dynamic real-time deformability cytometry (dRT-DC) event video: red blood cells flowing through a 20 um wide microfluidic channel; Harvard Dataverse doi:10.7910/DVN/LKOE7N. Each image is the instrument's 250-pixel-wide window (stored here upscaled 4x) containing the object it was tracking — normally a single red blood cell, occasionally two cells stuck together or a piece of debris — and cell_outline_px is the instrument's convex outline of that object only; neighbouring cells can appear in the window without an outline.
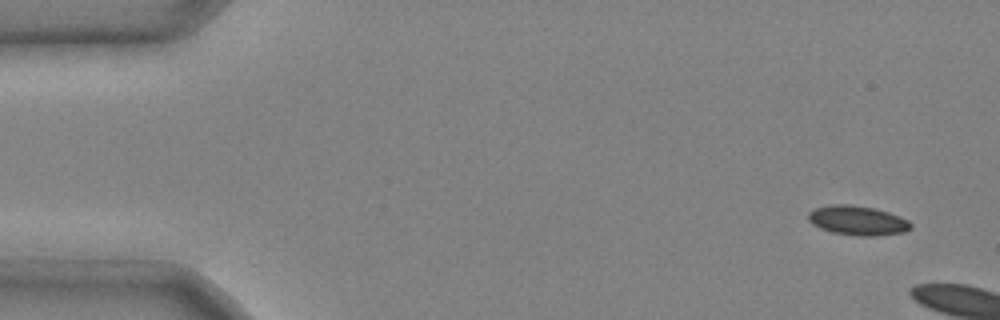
{"species": "common noctule bat (a hibernating species)", "species_latin": "Nyctalus noctula", "temperature_condition": "cold", "stored_images_in_passage": 2, "camera_frame_rate_fps": 3000, "um_per_image_px": 0.085, "animal": {"sex": "male", "body_mass_g": 20.4}, "frame": {"image": 1, "passage_image": 1, "time_ms": 0.0, "image_size_px": [1000, 320], "cell_outline_px": [[912, 228], [904, 232], [876, 236], [856, 236], [832, 232], [820, 228], [812, 224], [808, 220], [808, 212], [812, 208], [828, 204], [848, 204], [876, 208], [900, 216], [908, 220], [912, 224]], "centroid_in_image_um": [72.87, 18.73], "position_along_channel_um": 12.1, "area_um2": 17.92}}